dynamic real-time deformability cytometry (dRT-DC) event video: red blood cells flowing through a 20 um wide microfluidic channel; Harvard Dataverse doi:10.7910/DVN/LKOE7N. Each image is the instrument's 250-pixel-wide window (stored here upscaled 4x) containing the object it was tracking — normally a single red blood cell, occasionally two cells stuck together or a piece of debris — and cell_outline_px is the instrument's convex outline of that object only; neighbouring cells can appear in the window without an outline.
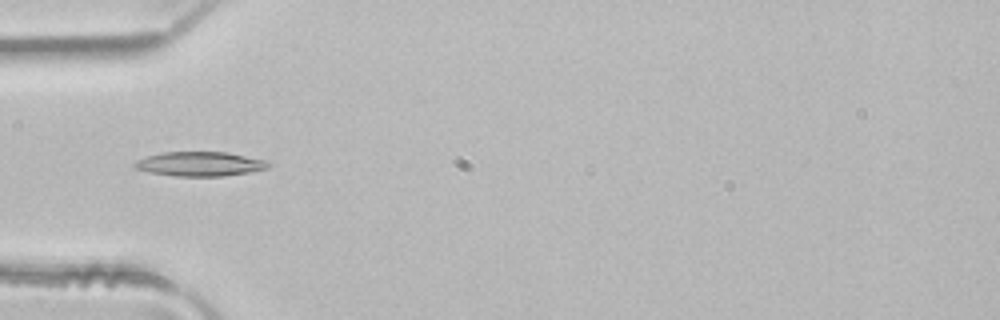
{"species": "common noctule bat (a hibernating species)", "species_latin": "Nyctalus noctula", "temperature_condition": "room temperature", "stored_images_in_passage": 3, "camera_frame_rate_fps": 3000, "um_per_image_px": 0.085, "animal": {"sex": "male", "body_mass_g": 21.5, "forearm_length_mm": 52.0}, "frame": {"image": 1, "passage_image": 3, "time_ms": 0.667, "image_size_px": [1000, 320], "cell_outline_px": [[272, 164], [268, 168], [248, 172], [224, 176], [176, 176], [148, 172], [132, 168], [132, 164], [136, 160], [160, 152], [228, 152], [268, 160]], "centroid_in_image_um": [16.99, 13.93], "position_along_channel_um": 68.0, "area_um2": 19.25}}